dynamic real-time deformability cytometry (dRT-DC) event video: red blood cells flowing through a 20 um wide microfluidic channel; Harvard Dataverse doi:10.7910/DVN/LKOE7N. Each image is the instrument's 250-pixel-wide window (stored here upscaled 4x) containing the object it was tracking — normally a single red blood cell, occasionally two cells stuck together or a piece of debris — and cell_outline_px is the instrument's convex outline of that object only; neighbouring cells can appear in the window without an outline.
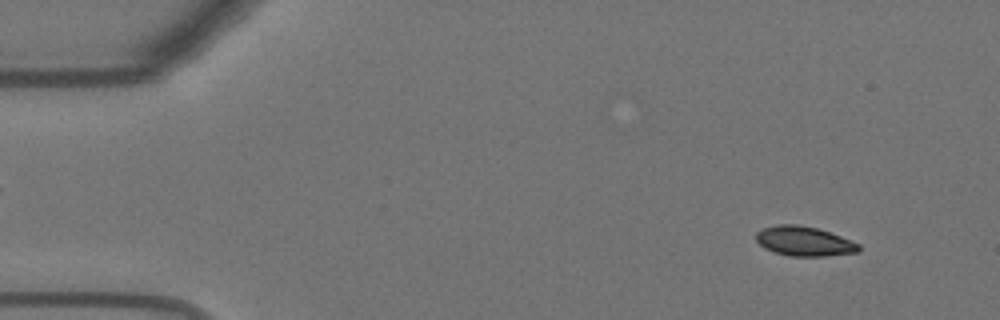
{"species": "Egyptian fruit bat (a non-hibernating species)", "species_latin": "Rousettus aegyptiacus", "temperature_condition": "warm", "stored_images_in_passage": 56, "camera_frame_rate_fps": 3000, "um_per_image_px": 0.085, "animal": {"sex": "female"}, "frame": {"image": 1, "passage_image": 5, "time_ms": 1.333, "image_size_px": [1000, 320], "cell_outline_px": [[860, 252], [828, 256], [792, 256], [772, 252], [764, 248], [756, 240], [756, 232], [764, 228], [776, 224], [796, 224], [816, 228], [840, 236], [860, 244]], "centroid_in_image_um": [68.35, 20.51], "position_along_channel_um": 16.7, "area_um2": 17.74}}
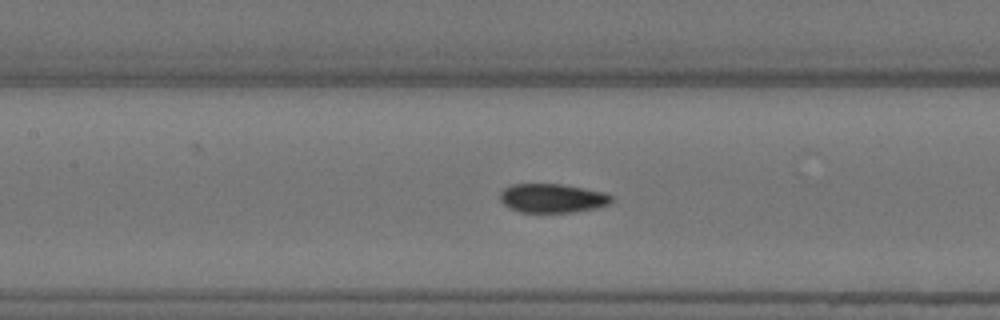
{"frame": {"image": 2, "passage_image": 25, "time_ms": 8.0, "image_size_px": [1000, 320], "cell_outline_px": [[612, 204], [596, 208], [572, 212], [520, 212], [508, 208], [500, 200], [500, 192], [504, 188], [512, 184], [560, 184], [584, 188], [604, 192], [612, 196]], "centroid_in_image_um": [46.95, 16.85], "position_along_channel_um": 160.5, "area_um2": 18.9}}
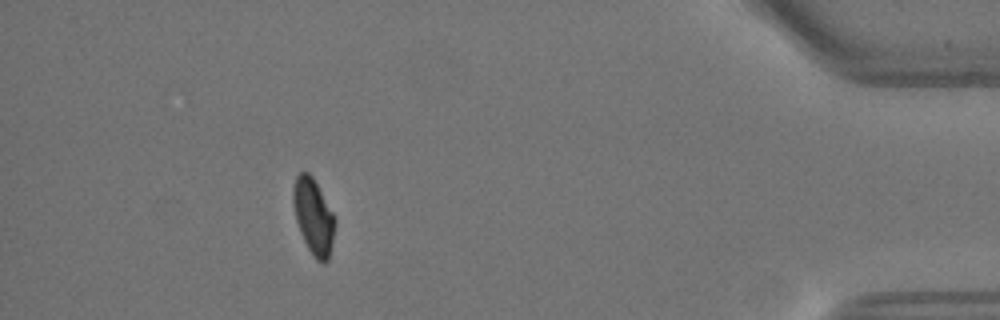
{"frame": {"image": 3, "passage_image": 50, "time_ms": 16.333, "image_size_px": [1000, 320], "cell_outline_px": [[336, 224], [332, 244], [328, 260], [324, 264], [316, 260], [312, 256], [300, 232], [296, 220], [292, 200], [292, 188], [296, 176], [300, 172], [308, 172], [312, 176], [332, 212], [336, 220]], "centroid_in_image_um": [26.63, 18.42], "position_along_channel_um": 408.6, "area_um2": 18.44}, "authors_computed_cell_mechanics": {"area_um2": 18.9006, "velocity_mm_per_s": 3.6545, "shape_relaxation_time_tau1_ms": 9.904, "shape_relaxation_time_tau2_ms": null, "deformation_change_tau1": 0.2249, "deformation_change_tau2": null}}